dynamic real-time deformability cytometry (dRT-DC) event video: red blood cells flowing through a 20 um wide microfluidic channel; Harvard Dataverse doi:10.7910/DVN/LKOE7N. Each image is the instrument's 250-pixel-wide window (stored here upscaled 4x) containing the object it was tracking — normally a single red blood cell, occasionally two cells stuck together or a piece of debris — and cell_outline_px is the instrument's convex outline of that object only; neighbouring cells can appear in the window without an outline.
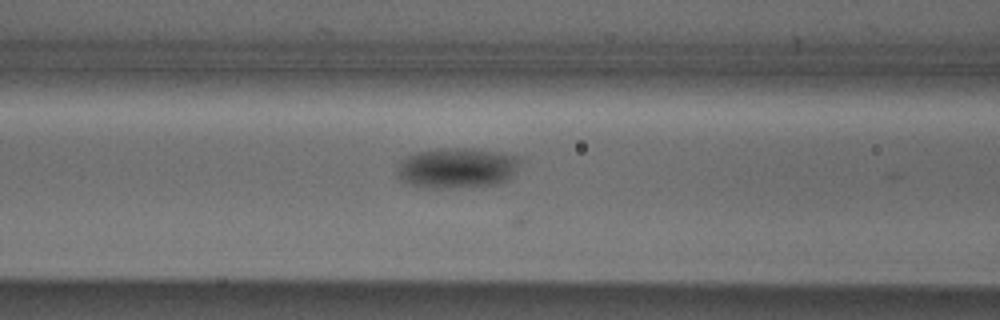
{"species": "Egyptian fruit bat (a non-hibernating species)", "species_latin": "Rousettus aegyptiacus", "temperature_condition": "cold", "stored_images_in_passage": 13, "segment_of_instrument_passage": [1, 2], "camera_frame_rate_fps": 3000, "um_per_image_px": 0.085, "animal": {"sex": "male"}, "frame": {"image": 1, "passage_image": 7, "time_ms": 2.0, "image_size_px": [1000, 320], "cell_outline_px": [[520, 160], [512, 176], [508, 180], [496, 184], [460, 188], [424, 188], [408, 184], [400, 180], [396, 172], [396, 168], [400, 160], [404, 156], [416, 152], [448, 148], [464, 148], [504, 152], [516, 156]], "centroid_in_image_um": [38.79, 14.29], "position_along_channel_um": 127.8, "area_um2": 29.3}}
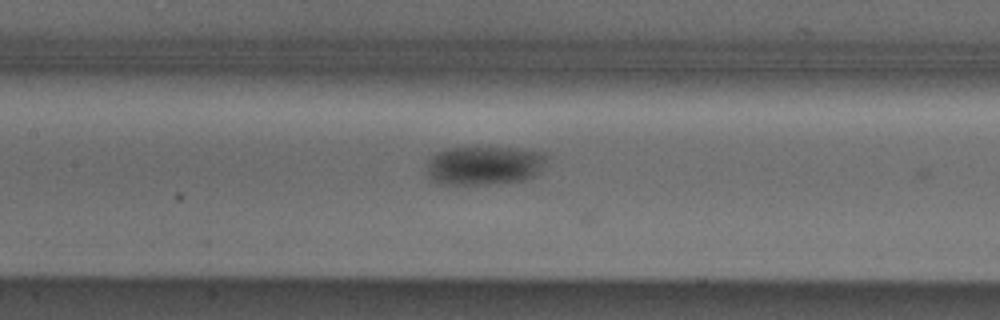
{"frame": {"image": 2, "passage_image": 10, "time_ms": 3.0, "image_size_px": [1000, 320], "cell_outline_px": [[548, 156], [540, 172], [536, 176], [524, 180], [492, 184], [436, 184], [424, 172], [428, 160], [436, 152], [444, 148], [516, 148], [544, 152]], "centroid_in_image_um": [41.14, 14.07], "position_along_channel_um": 166.3, "area_um2": 27.63}}